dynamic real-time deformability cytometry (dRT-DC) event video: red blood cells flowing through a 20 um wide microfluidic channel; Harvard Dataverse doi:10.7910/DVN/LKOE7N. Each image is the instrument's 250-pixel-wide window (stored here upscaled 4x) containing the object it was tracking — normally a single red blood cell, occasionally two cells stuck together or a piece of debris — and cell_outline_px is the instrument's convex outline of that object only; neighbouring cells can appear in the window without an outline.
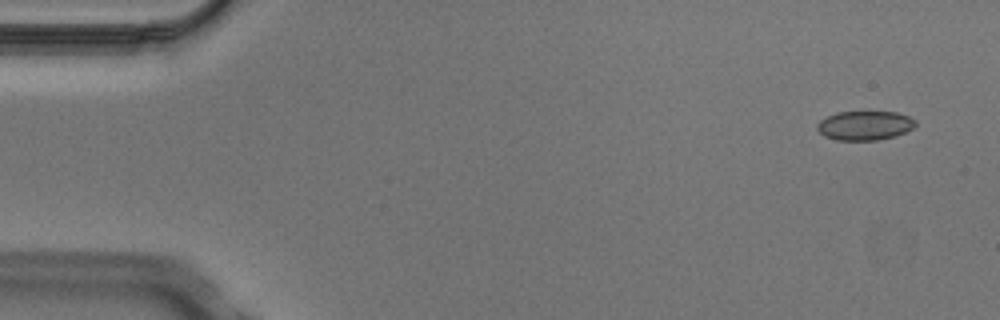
{"species": "Egyptian fruit bat (a non-hibernating species)", "species_latin": "Rousettus aegyptiacus", "temperature_condition": "cold", "stored_images_in_passage": 5, "camera_frame_rate_fps": 3000, "um_per_image_px": 0.085, "animal": {"sex": "male"}, "frame": {"image": 1, "passage_image": 1, "time_ms": 0.0, "image_size_px": [1000, 320], "cell_outline_px": [[916, 124], [912, 128], [896, 136], [876, 140], [836, 140], [824, 136], [816, 128], [816, 124], [820, 120], [836, 112], [896, 112], [908, 116], [916, 120]], "centroid_in_image_um": [73.49, 10.67], "position_along_channel_um": 11.5, "area_um2": 16.7}}
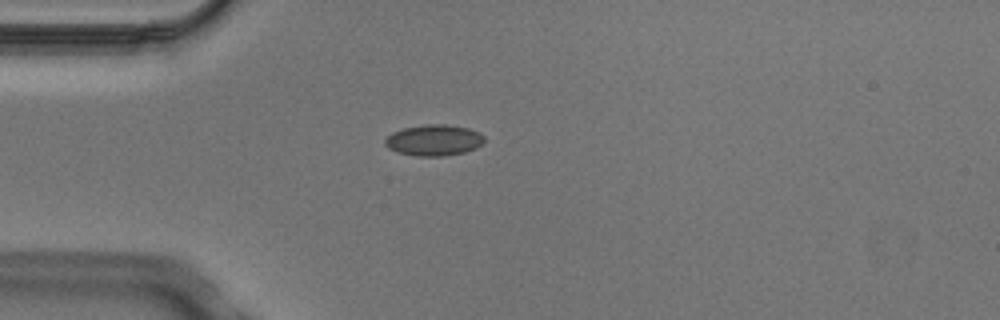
{"frame": {"image": 2, "passage_image": 4, "time_ms": 1.0, "image_size_px": [1000, 320], "cell_outline_px": [[484, 144], [476, 148], [464, 152], [444, 156], [416, 156], [396, 152], [388, 148], [384, 144], [384, 140], [392, 132], [404, 128], [424, 124], [444, 124], [468, 128], [480, 132], [484, 136]], "centroid_in_image_um": [36.89, 11.92], "position_along_channel_um": 48.1, "area_um2": 18.15}}